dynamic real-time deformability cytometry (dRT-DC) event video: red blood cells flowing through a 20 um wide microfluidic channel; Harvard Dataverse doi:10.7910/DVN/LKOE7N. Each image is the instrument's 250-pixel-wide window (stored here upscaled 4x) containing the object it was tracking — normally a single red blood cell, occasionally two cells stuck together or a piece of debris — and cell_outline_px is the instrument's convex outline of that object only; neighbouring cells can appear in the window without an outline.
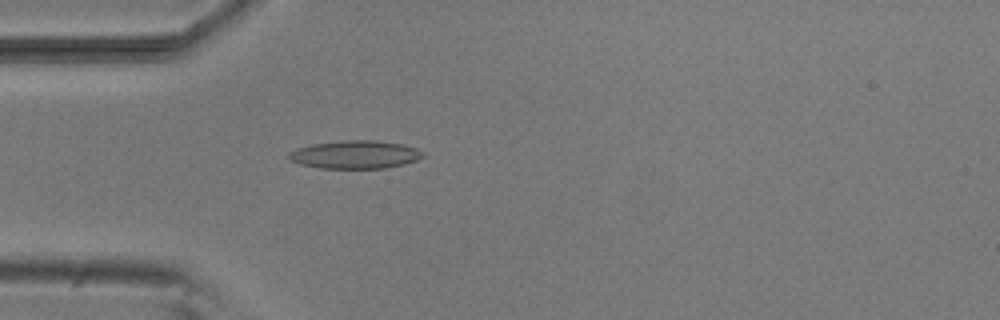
{"species": "common noctule bat (a hibernating species)", "species_latin": "Nyctalus noctula", "temperature_condition": "room temperature", "stored_images_in_passage": 5, "camera_frame_rate_fps": 3000, "um_per_image_px": 0.085, "animal": {"sex": "male", "body_mass_g": 20.5, "forearm_length_mm": 52.5}, "frame": {"image": 1, "passage_image": 5, "time_ms": 4.667, "image_size_px": [1000, 320], "cell_outline_px": [[424, 156], [416, 160], [404, 164], [384, 168], [320, 168], [300, 164], [292, 160], [288, 156], [288, 152], [296, 148], [312, 144], [340, 140], [376, 140], [404, 144], [416, 148], [424, 152]], "centroid_in_image_um": [30.2, 13.13], "position_along_channel_um": 54.8, "area_um2": 22.02}}